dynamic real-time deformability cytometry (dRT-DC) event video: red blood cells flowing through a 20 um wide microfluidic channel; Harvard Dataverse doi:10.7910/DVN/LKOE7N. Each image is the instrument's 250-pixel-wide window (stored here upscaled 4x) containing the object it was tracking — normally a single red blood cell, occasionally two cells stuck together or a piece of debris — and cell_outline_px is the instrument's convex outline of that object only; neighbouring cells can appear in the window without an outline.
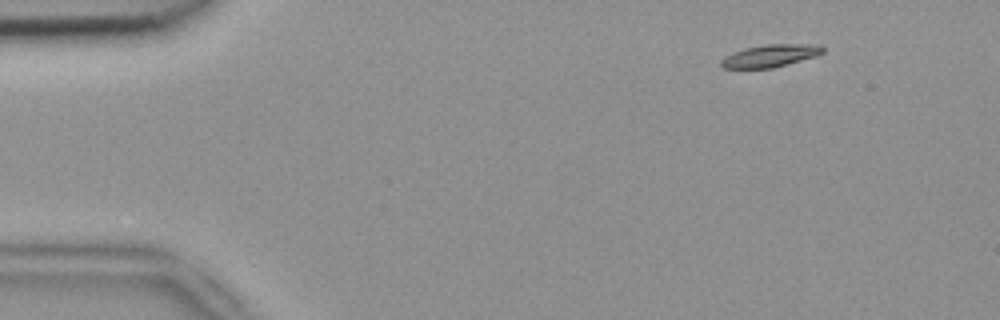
{"species": "common noctule bat (a hibernating species)", "species_latin": "Nyctalus noctula", "temperature_condition": "room temperature", "stored_images_in_passage": 6, "camera_frame_rate_fps": 3000, "um_per_image_px": 0.085, "animal": {"sex": "female", "body_mass_g": 18.4}, "frame": {"image": 1, "passage_image": 2, "time_ms": 0.333, "image_size_px": [1000, 320], "cell_outline_px": [[824, 52], [816, 56], [772, 68], [724, 68], [720, 64], [720, 60], [724, 56], [732, 52], [744, 48], [764, 44], [820, 44], [824, 48]], "centroid_in_image_um": [65.46, 4.72], "position_along_channel_um": 19.5, "area_um2": 13.41}}
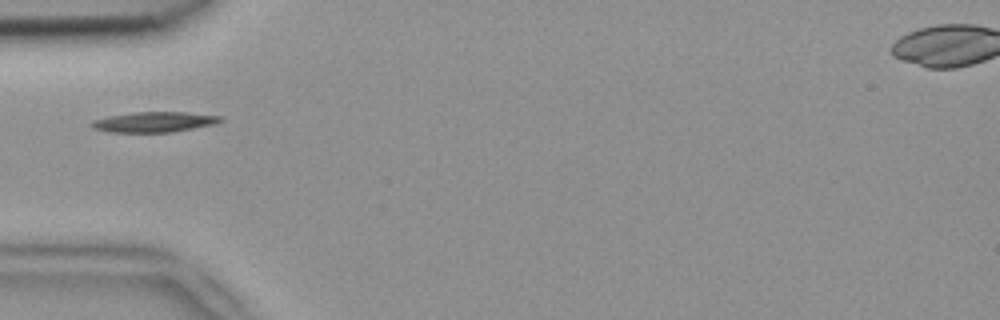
{"frame": {"image": 2, "passage_image": 5, "time_ms": 1.333, "image_size_px": [1000, 320], "cell_outline_px": [[224, 120], [216, 124], [172, 132], [108, 132], [96, 128], [92, 124], [92, 120], [112, 116], [136, 112], [188, 112], [224, 116]], "centroid_in_image_um": [13.23, 10.36], "position_along_channel_um": 71.8, "area_um2": 15.14}}